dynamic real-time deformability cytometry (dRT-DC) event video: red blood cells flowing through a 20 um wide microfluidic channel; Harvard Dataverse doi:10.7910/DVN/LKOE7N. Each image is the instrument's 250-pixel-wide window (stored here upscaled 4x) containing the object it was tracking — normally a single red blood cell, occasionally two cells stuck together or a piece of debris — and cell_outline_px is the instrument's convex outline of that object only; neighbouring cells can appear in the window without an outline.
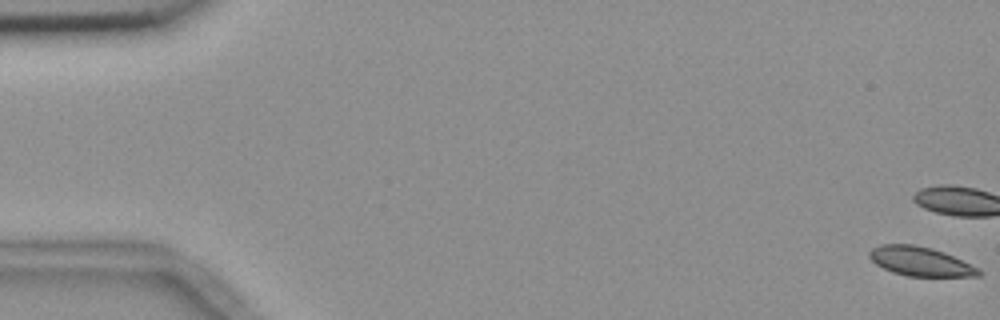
{"species": "common noctule bat (a hibernating species)", "species_latin": "Nyctalus noctula", "temperature_condition": "room temperature", "stored_images_in_passage": 58, "camera_frame_rate_fps": 3000, "um_per_image_px": 0.085, "animal": {"sex": "female", "body_mass_g": 18.4}, "frame": {"image": 1, "passage_image": 1, "time_ms": 0.0, "image_size_px": [1000, 320], "cell_outline_px": [[984, 272], [980, 276], [908, 276], [892, 272], [876, 264], [868, 256], [868, 252], [872, 248], [880, 244], [912, 244], [932, 248], [944, 252], [980, 268]], "centroid_in_image_um": [78.25, 22.22], "position_along_channel_um": 6.8, "area_um2": 18.67}, "authors_computed_cell_mechanics": {"area_um2": 19.7387, "velocity_mm_per_s": 3.6235, "shape_relaxation_time_tau1_ms": 7.4099, "shape_relaxation_time_tau2_ms": 2.8694, "deformation_change_tau1": 0.1046, "deformation_change_tau2": 0.065}}